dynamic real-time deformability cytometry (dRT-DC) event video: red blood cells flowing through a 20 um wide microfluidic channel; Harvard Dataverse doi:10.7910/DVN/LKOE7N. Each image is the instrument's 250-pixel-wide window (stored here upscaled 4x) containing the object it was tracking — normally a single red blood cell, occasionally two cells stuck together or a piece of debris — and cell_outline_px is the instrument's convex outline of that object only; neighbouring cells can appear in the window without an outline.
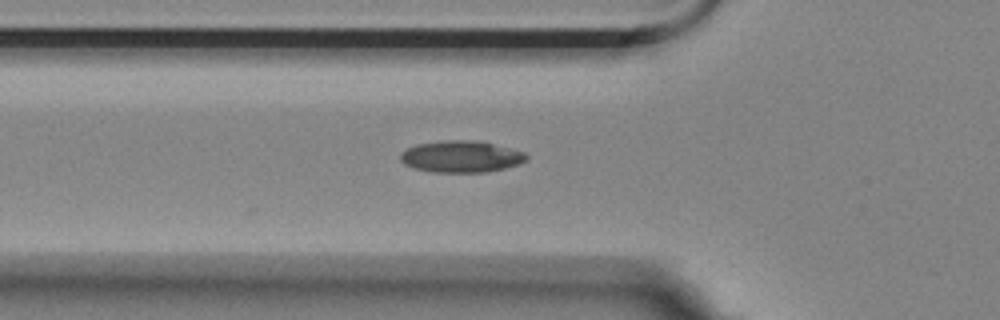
{"species": "Egyptian fruit bat (a non-hibernating species)", "species_latin": "Rousettus aegyptiacus", "temperature_condition": "room temperature", "stored_images_in_passage": 37, "camera_frame_rate_fps": 3000, "um_per_image_px": 0.085, "animal": {"sex": "female"}, "frame": {"image": 1, "passage_image": 2, "time_ms": 0.333, "image_size_px": [1000, 320], "cell_outline_px": [[528, 160], [504, 168], [484, 172], [432, 172], [416, 168], [404, 164], [400, 160], [400, 152], [416, 144], [448, 140], [476, 140], [524, 152], [528, 156]], "centroid_in_image_um": [39.16, 13.31], "position_along_channel_um": 86.6, "area_um2": 23.0}}
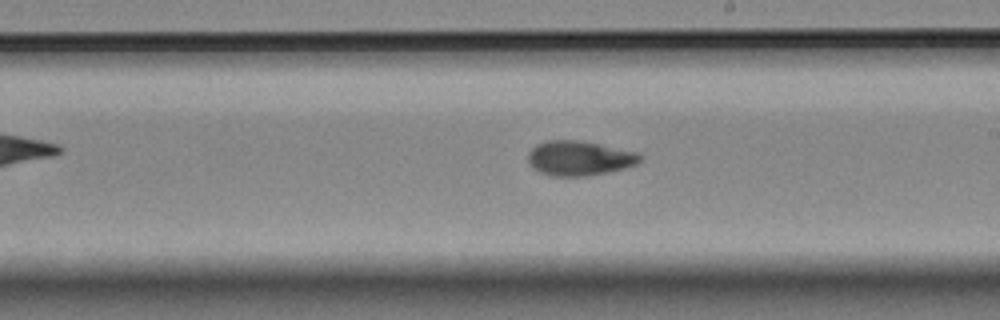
{"frame": {"image": 2, "passage_image": 15, "time_ms": 4.667, "image_size_px": [1000, 320], "cell_outline_px": [[640, 160], [636, 164], [624, 168], [588, 176], [552, 176], [540, 172], [532, 168], [528, 160], [528, 152], [536, 144], [548, 140], [580, 140], [636, 152], [640, 156]], "centroid_in_image_um": [49.19, 13.44], "position_along_channel_um": 239.8, "area_um2": 22.48}}
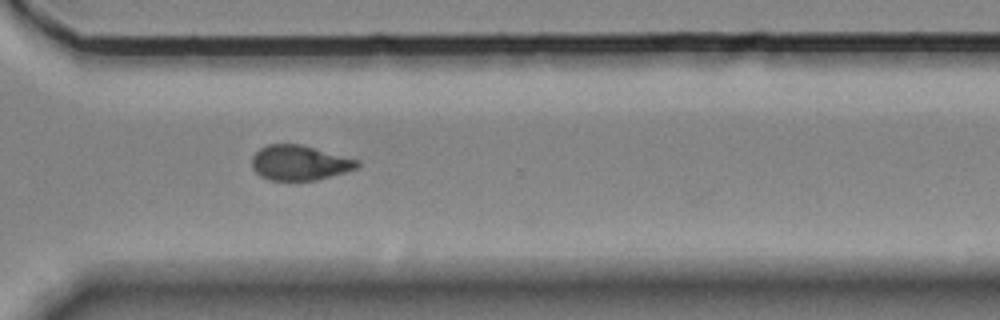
{"frame": {"image": 3, "passage_image": 24, "time_ms": 7.667, "image_size_px": [1000, 320], "cell_outline_px": [[360, 164], [356, 168], [344, 172], [316, 180], [268, 180], [260, 176], [252, 168], [252, 156], [260, 148], [268, 144], [300, 144], [360, 160]], "centroid_in_image_um": [25.44, 13.83], "position_along_channel_um": 345.2, "area_um2": 21.39}}